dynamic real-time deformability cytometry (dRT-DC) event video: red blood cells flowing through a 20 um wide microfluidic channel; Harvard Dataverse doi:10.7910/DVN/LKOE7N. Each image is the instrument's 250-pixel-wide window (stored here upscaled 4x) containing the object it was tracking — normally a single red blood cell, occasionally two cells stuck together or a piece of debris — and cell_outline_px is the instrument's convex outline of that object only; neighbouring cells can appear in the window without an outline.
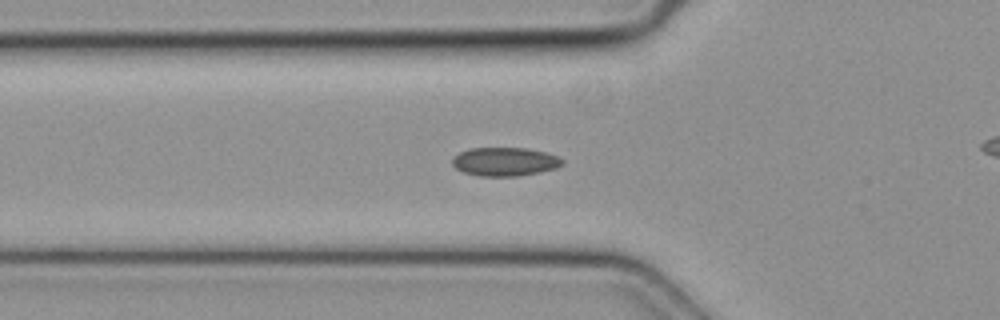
{"species": "common noctule bat (a hibernating species)", "species_latin": "Nyctalus noctula", "temperature_condition": "cold", "stored_images_in_passage": 50, "camera_frame_rate_fps": 3000, "um_per_image_px": 0.085, "animal": {"sex": "female", "body_mass_g": 19.3, "forearm_length_mm": 54.1}, "frame": {"image": 1, "passage_image": 18, "time_ms": 5.667, "image_size_px": [1000, 320], "cell_outline_px": [[564, 164], [556, 168], [540, 172], [516, 176], [480, 176], [464, 172], [456, 168], [452, 164], [452, 160], [460, 152], [468, 148], [528, 148], [544, 152], [556, 156], [564, 160]], "centroid_in_image_um": [42.92, 13.74], "position_along_channel_um": 82.9, "area_um2": 18.26}}
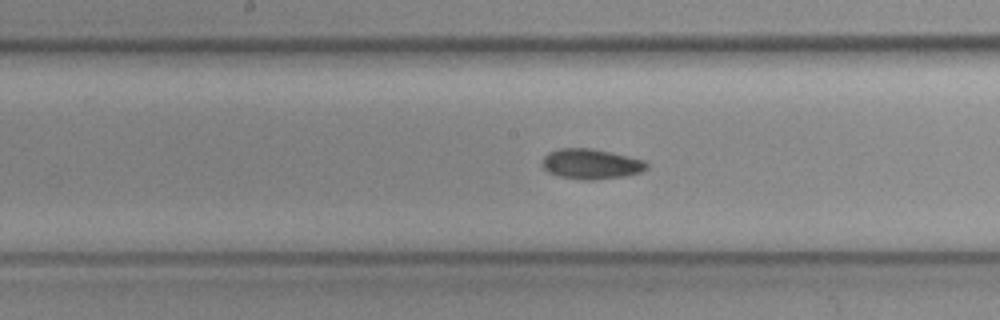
{"frame": {"image": 2, "passage_image": 26, "time_ms": 8.333, "image_size_px": [1000, 320], "cell_outline_px": [[648, 168], [640, 172], [624, 176], [592, 180], [584, 180], [560, 176], [548, 172], [540, 164], [544, 156], [548, 152], [560, 148], [588, 148], [612, 152], [644, 160], [648, 164]], "centroid_in_image_um": [50.22, 13.93], "position_along_channel_um": 198.0, "area_um2": 18.38}}
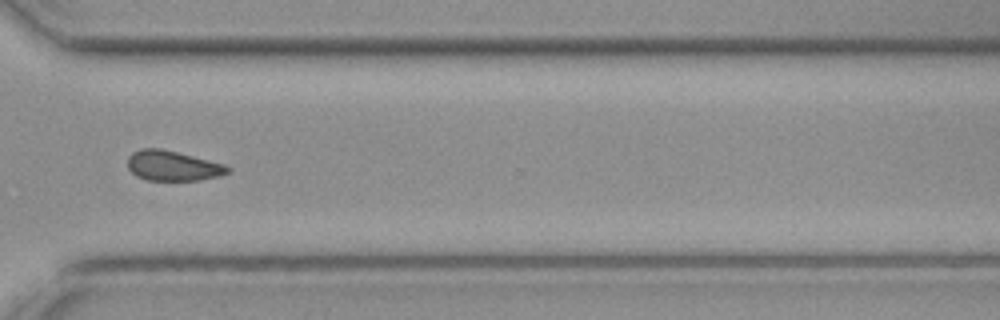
{"frame": {"image": 3, "passage_image": 37, "time_ms": 12.0, "image_size_px": [1000, 320], "cell_outline_px": [[232, 168], [228, 172], [220, 176], [200, 180], [148, 180], [136, 176], [128, 168], [128, 156], [132, 152], [144, 148], [160, 148], [224, 164]], "centroid_in_image_um": [14.68, 14.09], "position_along_channel_um": 355.9, "area_um2": 17.4}}